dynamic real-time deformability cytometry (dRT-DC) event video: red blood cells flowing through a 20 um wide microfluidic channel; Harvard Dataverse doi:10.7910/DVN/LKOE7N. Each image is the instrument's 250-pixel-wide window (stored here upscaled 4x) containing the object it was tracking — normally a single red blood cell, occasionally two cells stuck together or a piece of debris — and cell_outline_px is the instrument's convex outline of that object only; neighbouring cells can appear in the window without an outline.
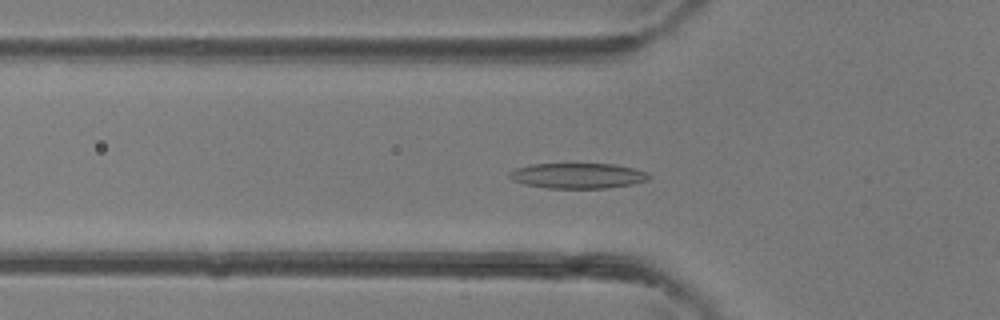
{"species": "common noctule bat (a hibernating species)", "species_latin": "Nyctalus noctula", "temperature_condition": "room temperature", "stored_images_in_passage": 39, "camera_frame_rate_fps": 3000, "um_per_image_px": 0.085, "animal": {"sex": "female"}, "frame": {"image": 1, "passage_image": 13, "time_ms": 4.0, "image_size_px": [1000, 320], "cell_outline_px": [[652, 176], [648, 180], [632, 184], [608, 188], [548, 188], [524, 184], [512, 180], [508, 176], [508, 172], [516, 168], [532, 164], [616, 164], [648, 172]], "centroid_in_image_um": [49.12, 14.94], "position_along_channel_um": 76.7, "area_um2": 20.69}}
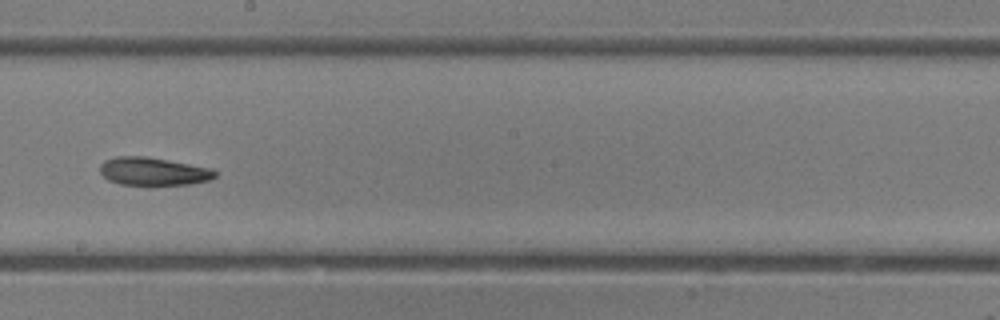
{"frame": {"image": 2, "passage_image": 22, "time_ms": 7.0, "image_size_px": [1000, 320], "cell_outline_px": [[216, 176], [208, 180], [188, 184], [152, 188], [148, 188], [120, 184], [108, 180], [100, 172], [100, 164], [104, 160], [116, 156], [144, 156], [168, 160], [212, 168], [216, 172]], "centroid_in_image_um": [13.0, 14.61], "position_along_channel_um": 235.2, "area_um2": 19.59}}
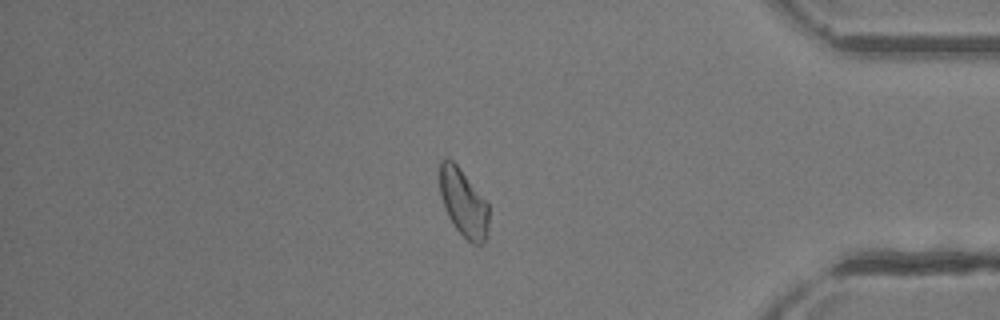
{"frame": {"image": 3, "passage_image": 33, "time_ms": 10.667, "image_size_px": [1000, 320], "cell_outline_px": [[488, 236], [480, 244], [472, 244], [456, 228], [448, 216], [444, 208], [440, 192], [440, 160], [444, 156], [452, 160], [456, 164], [488, 204]], "centroid_in_image_um": [39.38, 17.24], "position_along_channel_um": 395.8, "area_um2": 19.07}}